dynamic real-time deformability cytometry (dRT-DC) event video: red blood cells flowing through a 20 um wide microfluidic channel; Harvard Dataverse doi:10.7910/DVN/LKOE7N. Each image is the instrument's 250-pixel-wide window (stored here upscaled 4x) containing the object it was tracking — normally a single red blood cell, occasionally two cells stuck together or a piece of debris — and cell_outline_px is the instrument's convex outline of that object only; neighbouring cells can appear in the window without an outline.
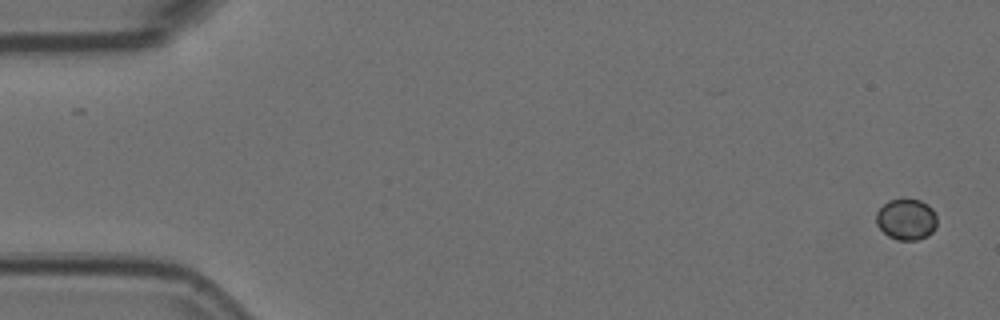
{"species": "Egyptian fruit bat (a non-hibernating species)", "species_latin": "Rousettus aegyptiacus", "temperature_condition": "room temperature", "stored_images_in_passage": 4, "camera_frame_rate_fps": 3000, "um_per_image_px": 0.085, "animal": {"sex": "female"}, "frame": {"image": 1, "passage_image": 1, "time_ms": 0.0, "image_size_px": [1000, 320], "cell_outline_px": [[936, 228], [928, 236], [916, 240], [896, 240], [888, 236], [876, 224], [876, 212], [888, 200], [920, 200], [928, 204], [932, 208], [936, 216]], "centroid_in_image_um": [77.04, 18.66], "position_along_channel_um": 8.0, "area_um2": 14.57}}
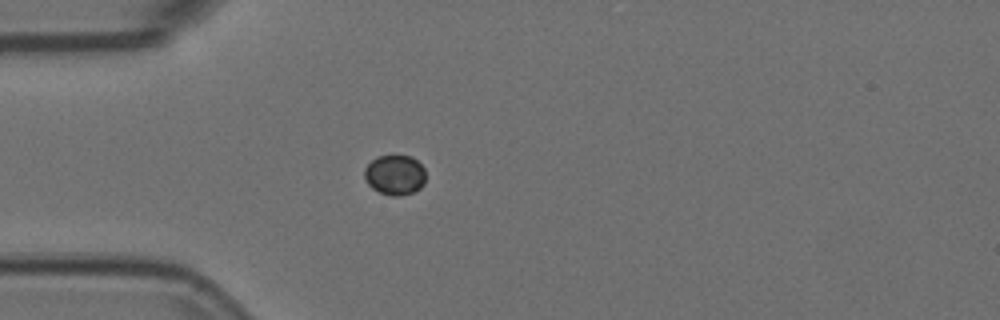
{"frame": {"image": 2, "passage_image": 4, "time_ms": 1.0, "image_size_px": [1000, 320], "cell_outline_px": [[424, 184], [420, 188], [412, 192], [400, 196], [392, 196], [380, 192], [372, 188], [364, 180], [364, 168], [376, 156], [412, 156], [424, 168]], "centroid_in_image_um": [33.54, 14.87], "position_along_channel_um": 51.5, "area_um2": 14.28}}